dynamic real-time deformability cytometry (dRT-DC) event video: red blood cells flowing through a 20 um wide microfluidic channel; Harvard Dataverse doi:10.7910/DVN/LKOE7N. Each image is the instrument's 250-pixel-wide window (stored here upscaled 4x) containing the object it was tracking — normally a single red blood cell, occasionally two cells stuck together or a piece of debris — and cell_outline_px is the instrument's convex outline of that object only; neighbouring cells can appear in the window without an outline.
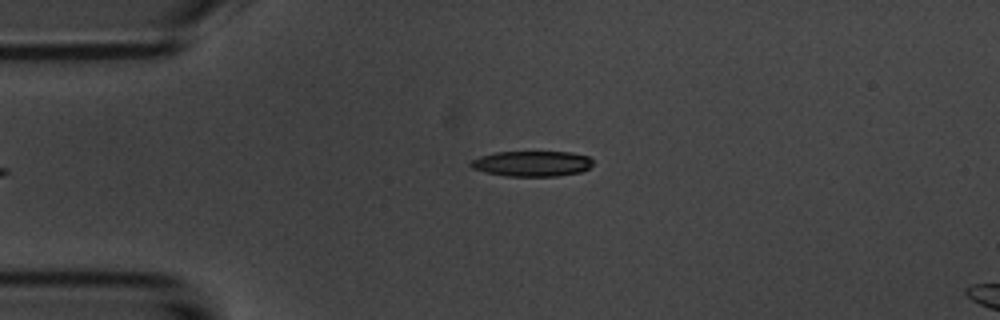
{"species": "common noctule bat (a hibernating species)", "species_latin": "Nyctalus noctula", "temperature_condition": "room temperature", "stored_images_in_passage": 2, "camera_frame_rate_fps": 3000, "um_per_image_px": 0.085, "animal": {"sex": "male", "body_mass_g": 20.1, "forearm_length_mm": 53.5}, "frame": {"image": 1, "passage_image": 2, "time_ms": 1.333, "image_size_px": [1000, 320], "cell_outline_px": [[592, 164], [584, 172], [560, 176], [504, 176], [484, 172], [472, 168], [468, 164], [472, 160], [480, 156], [496, 152], [572, 152], [588, 156], [592, 160]], "centroid_in_image_um": [45.22, 13.91], "position_along_channel_um": 39.8, "area_um2": 18.32}}